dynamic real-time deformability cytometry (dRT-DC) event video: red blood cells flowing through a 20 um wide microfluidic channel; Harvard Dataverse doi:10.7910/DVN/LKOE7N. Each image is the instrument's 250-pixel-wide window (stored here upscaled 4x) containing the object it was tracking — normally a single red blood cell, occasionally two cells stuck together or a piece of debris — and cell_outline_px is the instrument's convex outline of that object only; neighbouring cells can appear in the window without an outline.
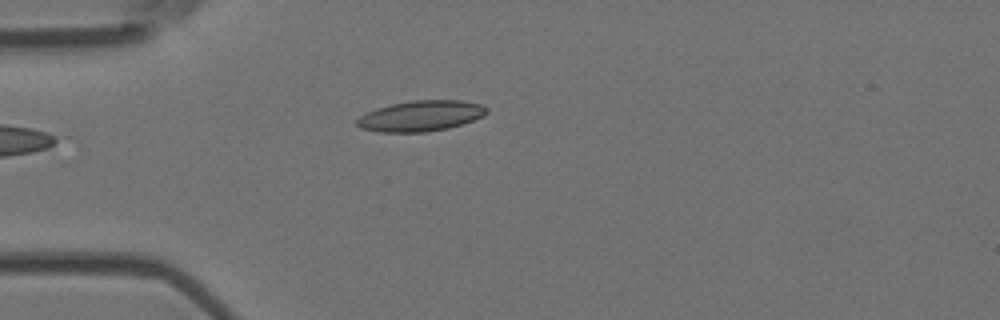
{"species": "Egyptian fruit bat (a non-hibernating species)", "species_latin": "Rousettus aegyptiacus", "temperature_condition": "room temperature", "stored_images_in_passage": 5, "camera_frame_rate_fps": 3000, "um_per_image_px": 0.085, "animal": {"sex": "female"}, "frame": {"image": 1, "passage_image": 4, "time_ms": 1.0, "image_size_px": [1000, 320], "cell_outline_px": [[488, 112], [484, 116], [448, 128], [424, 132], [380, 132], [360, 128], [356, 124], [356, 120], [360, 116], [376, 108], [392, 104], [412, 100], [460, 100], [480, 104], [488, 108]], "centroid_in_image_um": [35.76, 9.85], "position_along_channel_um": 49.2, "area_um2": 23.06}}